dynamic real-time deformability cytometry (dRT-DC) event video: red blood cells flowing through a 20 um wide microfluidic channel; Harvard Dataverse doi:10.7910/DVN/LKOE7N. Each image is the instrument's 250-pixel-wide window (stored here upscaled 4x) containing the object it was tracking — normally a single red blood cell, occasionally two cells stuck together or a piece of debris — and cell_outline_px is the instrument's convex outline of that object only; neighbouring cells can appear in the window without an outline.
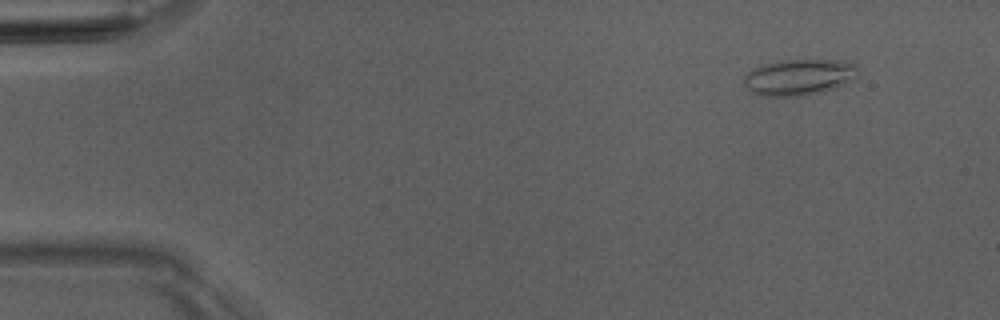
{"species": "Egyptian fruit bat (a non-hibernating species)", "species_latin": "Rousettus aegyptiacus", "temperature_condition": "room temperature", "stored_images_in_passage": 6, "camera_frame_rate_fps": 3000, "um_per_image_px": 0.085, "animal": {"sex": "male"}, "frame": {"image": 1, "passage_image": 2, "time_ms": 1.0, "image_size_px": [1000, 320], "cell_outline_px": [[856, 76], [844, 84], [836, 88], [824, 92], [800, 96], [760, 96], [752, 92], [744, 84], [744, 76], [748, 72], [756, 68], [780, 60], [844, 60], [856, 64]], "centroid_in_image_um": [67.93, 6.57], "position_along_channel_um": 17.1, "area_um2": 23.87}}